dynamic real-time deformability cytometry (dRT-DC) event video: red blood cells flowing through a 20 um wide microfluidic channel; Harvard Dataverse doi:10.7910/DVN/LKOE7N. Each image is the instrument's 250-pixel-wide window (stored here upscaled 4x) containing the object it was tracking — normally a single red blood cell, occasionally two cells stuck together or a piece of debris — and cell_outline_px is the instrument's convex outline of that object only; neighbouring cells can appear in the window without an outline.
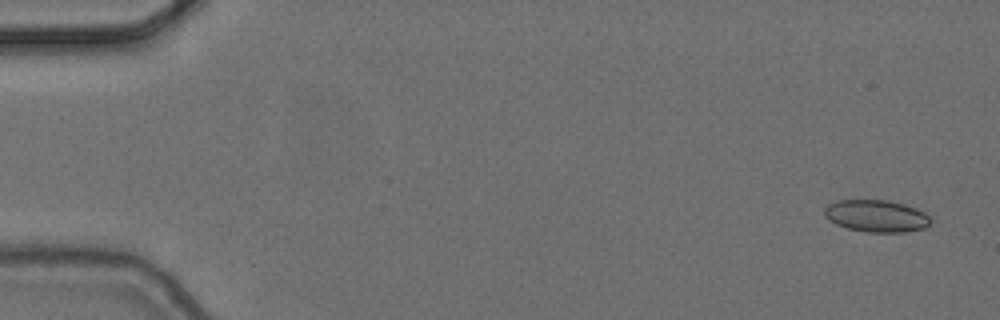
{"species": "common noctule bat (a hibernating species)", "species_latin": "Nyctalus noctula", "temperature_condition": "cold", "stored_images_in_passage": 4, "camera_frame_rate_fps": 3000, "um_per_image_px": 0.085, "animal": {"sex": "female", "body_mass_g": 24.6, "forearm_length_mm": 56.2}, "frame": {"image": 1, "passage_image": 1, "time_ms": 0.0, "image_size_px": [1000, 320], "cell_outline_px": [[932, 220], [924, 228], [904, 232], [868, 232], [848, 228], [836, 224], [828, 220], [824, 216], [824, 208], [828, 204], [836, 200], [888, 200], [904, 204], [916, 208], [924, 212]], "centroid_in_image_um": [74.46, 18.35], "position_along_channel_um": 10.5, "area_um2": 19.88}}
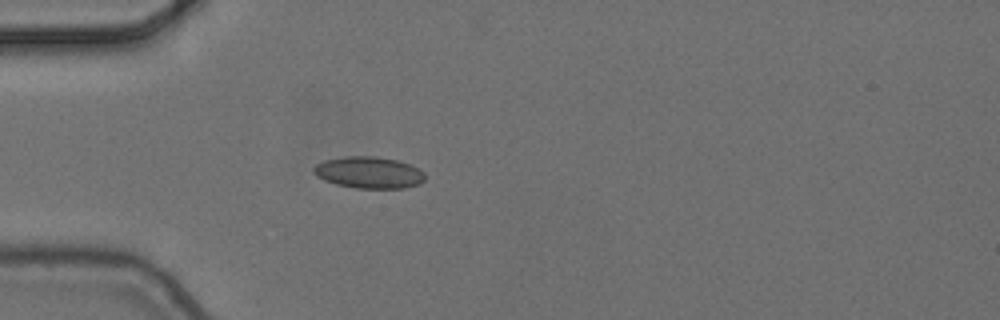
{"frame": {"image": 2, "passage_image": 4, "time_ms": 1.0, "image_size_px": [1000, 320], "cell_outline_px": [[424, 180], [420, 184], [404, 188], [356, 188], [336, 184], [324, 180], [316, 176], [312, 172], [312, 168], [316, 164], [324, 160], [344, 156], [376, 156], [396, 160], [408, 164], [424, 172]], "centroid_in_image_um": [31.31, 14.66], "position_along_channel_um": 53.7, "area_um2": 20.58}}